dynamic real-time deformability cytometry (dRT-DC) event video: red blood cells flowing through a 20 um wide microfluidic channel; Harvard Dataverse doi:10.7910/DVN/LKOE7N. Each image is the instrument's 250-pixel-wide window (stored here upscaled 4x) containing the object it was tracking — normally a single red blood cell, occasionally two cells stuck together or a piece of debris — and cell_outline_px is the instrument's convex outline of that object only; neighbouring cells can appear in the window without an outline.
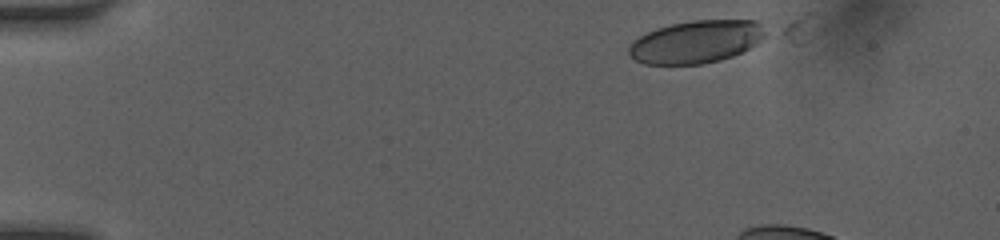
{"species": "human", "species_latin": "Homo sapiens", "temperature_condition": "room temperature", "stored_images_in_passage": 10, "camera_frame_rate_fps": 3000, "um_per_image_px": 0.085, "donor": {"sex": "female"}, "frame": {"image": 1, "passage_image": 1, "time_ms": 0.0, "image_size_px": [1000, 240], "cell_outline_px": [[768, 36], [756, 44], [732, 56], [720, 60], [700, 64], [644, 64], [636, 60], [628, 52], [628, 48], [640, 36], [656, 28], [672, 24], [692, 20], [756, 20], [768, 32]], "centroid_in_image_um": [59.22, 3.54], "position_along_channel_um": 25.8, "area_um2": 33.81}}